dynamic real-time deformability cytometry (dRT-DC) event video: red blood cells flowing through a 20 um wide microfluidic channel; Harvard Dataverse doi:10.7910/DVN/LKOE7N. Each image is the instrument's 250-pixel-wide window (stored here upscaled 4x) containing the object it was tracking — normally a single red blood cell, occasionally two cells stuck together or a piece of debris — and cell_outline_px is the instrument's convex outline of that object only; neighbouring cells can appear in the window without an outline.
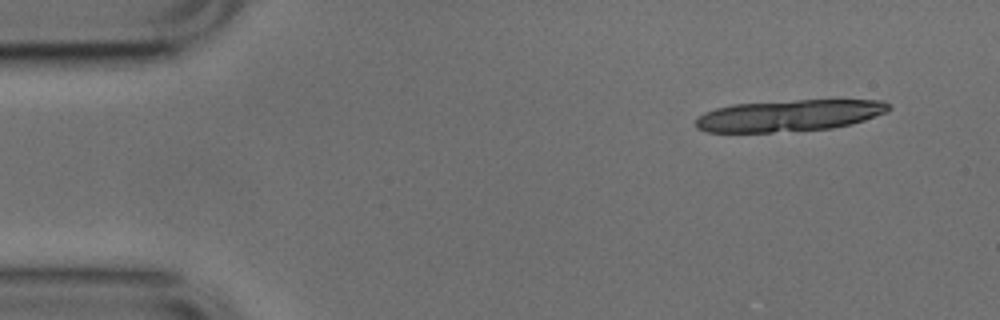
{"species": "common noctule bat (a hibernating species)", "species_latin": "Nyctalus noctula", "temperature_condition": "cold", "stored_images_in_passage": 16, "camera_frame_rate_fps": 3000, "um_per_image_px": 0.085, "animal": {"sex": "male", "body_mass_g": 17.9, "forearm_length_mm": 54.2}, "frame": {"image": 1, "passage_image": 4, "time_ms": 1.0, "image_size_px": [1000, 320], "cell_outline_px": [[892, 108], [888, 112], [852, 124], [832, 128], [772, 132], [708, 132], [696, 128], [696, 120], [704, 112], [716, 108], [732, 104], [796, 100], [884, 100]], "centroid_in_image_um": [67.1, 9.82], "position_along_channel_um": 17.9, "area_um2": 35.49}}